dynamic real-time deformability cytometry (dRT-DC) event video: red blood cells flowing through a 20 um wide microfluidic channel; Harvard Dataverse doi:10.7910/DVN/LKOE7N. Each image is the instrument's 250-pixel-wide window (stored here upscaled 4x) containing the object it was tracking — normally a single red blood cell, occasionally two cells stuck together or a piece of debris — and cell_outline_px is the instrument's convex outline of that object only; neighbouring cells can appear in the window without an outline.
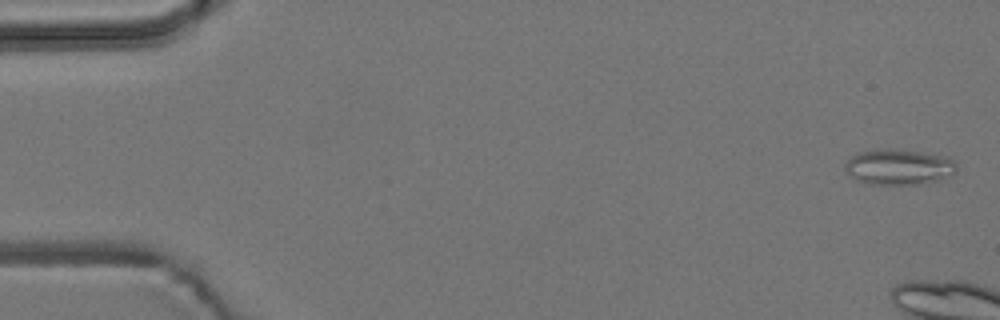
{"species": "common noctule bat (a hibernating species)", "species_latin": "Nyctalus noctula", "temperature_condition": "room temperature", "stored_images_in_passage": 7, "camera_frame_rate_fps": 3000, "um_per_image_px": 0.085, "animal": {"sex": "male", "body_mass_g": 19.2, "forearm_length_mm": 51.8}, "frame": {"image": 1, "passage_image": 1, "time_ms": 0.0, "image_size_px": [1000, 320], "cell_outline_px": [[956, 172], [940, 180], [916, 184], [872, 184], [860, 180], [852, 176], [844, 168], [844, 164], [852, 156], [860, 152], [876, 148], [884, 148], [920, 152], [948, 156], [956, 164]], "centroid_in_image_um": [76.42, 14.17], "position_along_channel_um": 8.6, "area_um2": 22.95}}